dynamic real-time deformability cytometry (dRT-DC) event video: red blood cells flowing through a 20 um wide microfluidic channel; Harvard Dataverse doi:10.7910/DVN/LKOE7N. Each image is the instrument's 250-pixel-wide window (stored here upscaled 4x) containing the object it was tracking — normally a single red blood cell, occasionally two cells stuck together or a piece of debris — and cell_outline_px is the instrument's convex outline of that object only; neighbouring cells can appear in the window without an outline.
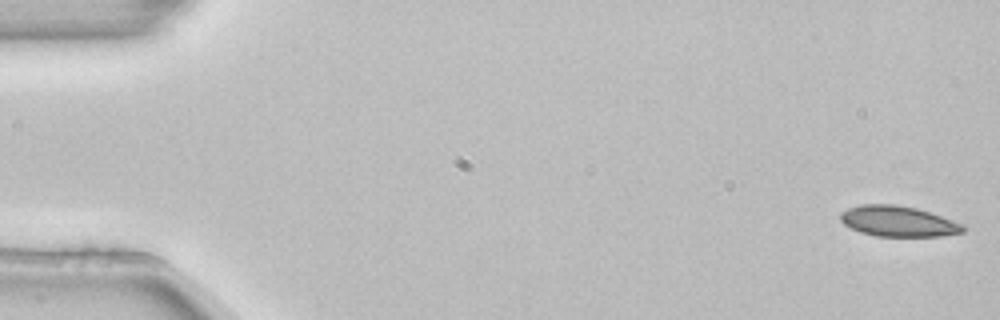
{"species": "common noctule bat (a hibernating species)", "species_latin": "Nyctalus noctula", "temperature_condition": "room temperature", "stored_images_in_passage": 5, "camera_frame_rate_fps": 3000, "um_per_image_px": 0.085, "animal": {"sex": "female", "body_mass_g": 22.7, "forearm_length_mm": 54.2}, "frame": {"image": 1, "passage_image": 1, "time_ms": 0.0, "image_size_px": [1000, 320], "cell_outline_px": [[964, 232], [940, 236], [876, 236], [860, 232], [844, 224], [840, 220], [840, 212], [848, 208], [864, 204], [896, 204], [916, 208], [964, 224]], "centroid_in_image_um": [76.32, 18.81], "position_along_channel_um": 8.7, "area_um2": 21.73}}
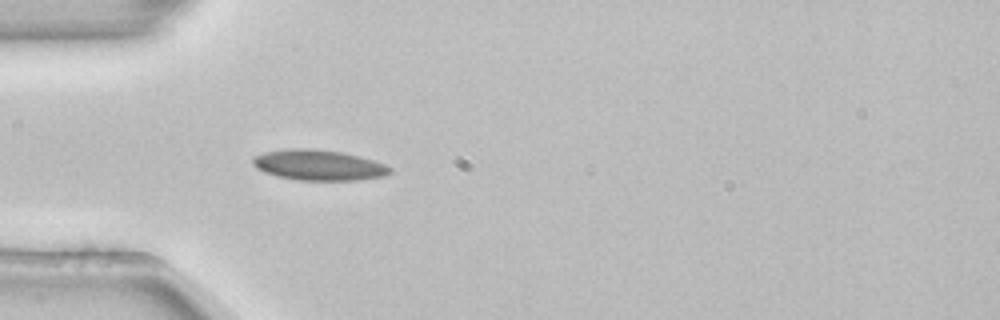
{"frame": {"image": 2, "passage_image": 5, "time_ms": 1.333, "image_size_px": [1000, 320], "cell_outline_px": [[392, 172], [384, 176], [360, 180], [296, 180], [276, 176], [264, 172], [256, 168], [252, 164], [252, 156], [264, 152], [288, 148], [312, 148], [340, 152], [360, 156], [384, 164], [392, 168]], "centroid_in_image_um": [27.05, 14.03], "position_along_channel_um": 58.0, "area_um2": 24.62}}